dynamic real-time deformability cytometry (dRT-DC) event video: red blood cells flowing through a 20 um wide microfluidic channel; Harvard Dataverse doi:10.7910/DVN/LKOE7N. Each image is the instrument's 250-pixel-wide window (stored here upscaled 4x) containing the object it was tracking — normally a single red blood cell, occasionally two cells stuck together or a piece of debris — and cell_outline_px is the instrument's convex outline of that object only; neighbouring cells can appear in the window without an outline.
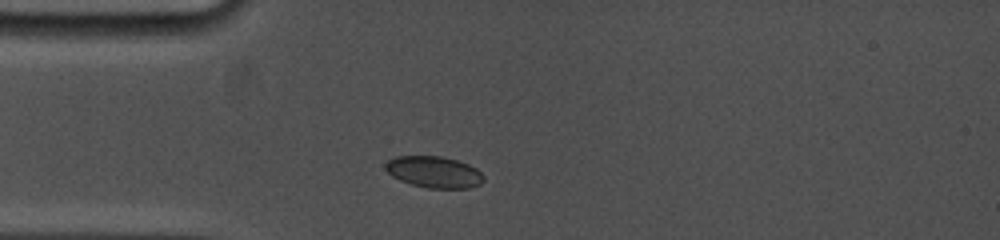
{"species": "common noctule bat (a hibernating species)", "species_latin": "Nyctalus noctula", "temperature_condition": "cold", "stored_images_in_passage": 2, "camera_frame_rate_fps": 5000, "um_per_image_px": 0.085, "animal": {"sex": "female", "body_mass_g": 19.0, "forearm_length_mm": 53.3}, "frame": {"image": 1, "passage_image": 2, "time_ms": 1.2, "image_size_px": [1000, 240], "cell_outline_px": [[484, 180], [480, 184], [468, 188], [428, 188], [412, 184], [400, 180], [392, 176], [384, 168], [384, 164], [388, 160], [396, 156], [440, 156], [456, 160], [468, 164], [476, 168], [484, 176]], "centroid_in_image_um": [36.88, 14.62], "position_along_channel_um": 48.1, "area_um2": 17.98}}